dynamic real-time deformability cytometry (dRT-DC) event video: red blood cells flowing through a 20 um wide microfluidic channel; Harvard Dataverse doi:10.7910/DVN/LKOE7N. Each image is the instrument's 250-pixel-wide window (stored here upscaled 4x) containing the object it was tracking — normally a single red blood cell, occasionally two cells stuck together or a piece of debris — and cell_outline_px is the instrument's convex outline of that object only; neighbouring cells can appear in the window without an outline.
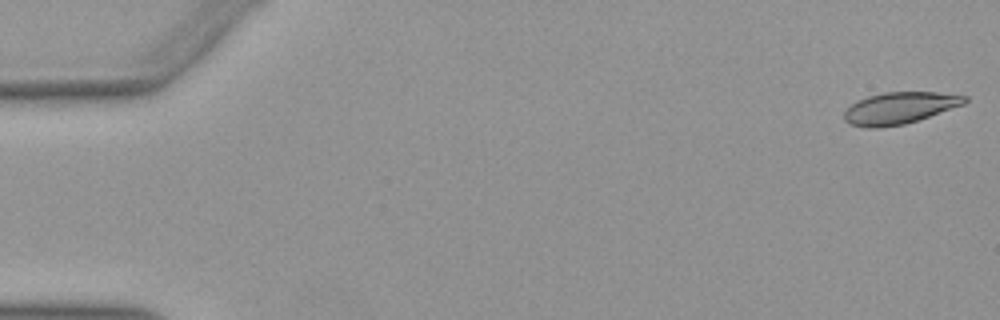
{"species": "Egyptian fruit bat (a non-hibernating species)", "species_latin": "Rousettus aegyptiacus", "temperature_condition": "warm", "stored_images_in_passage": 51, "camera_frame_rate_fps": 3000, "um_per_image_px": 0.085, "animal": {"sex": "female"}, "frame": {"image": 1, "passage_image": 1, "time_ms": 0.0, "image_size_px": [1000, 320], "cell_outline_px": [[968, 100], [964, 104], [904, 124], [880, 128], [868, 128], [852, 124], [844, 120], [844, 112], [856, 100], [868, 96], [884, 92], [936, 92], [968, 96]], "centroid_in_image_um": [76.44, 9.17], "position_along_channel_um": 8.6, "area_um2": 22.08}}
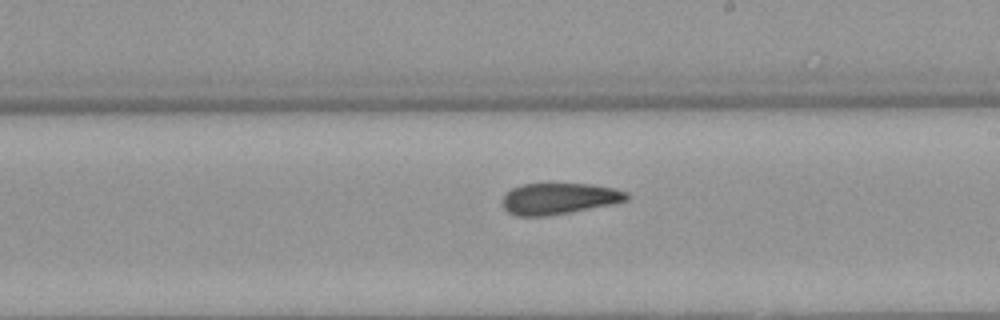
{"frame": {"image": 2, "passage_image": 30, "time_ms": 9.667, "image_size_px": [1000, 320], "cell_outline_px": [[628, 200], [612, 204], [572, 212], [548, 216], [516, 216], [508, 212], [500, 204], [504, 192], [520, 184], [592, 184], [612, 188], [628, 192]], "centroid_in_image_um": [47.46, 16.89], "position_along_channel_um": 241.5, "area_um2": 22.89}}
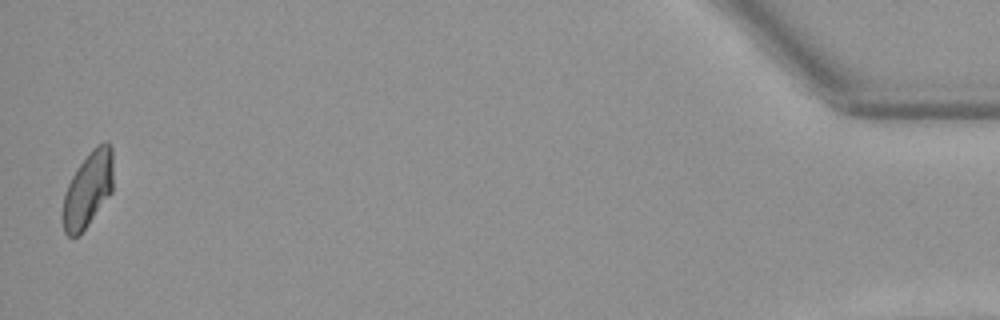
{"frame": {"image": 3, "passage_image": 51, "time_ms": 16.667, "image_size_px": [1000, 320], "cell_outline_px": [[112, 192], [88, 224], [76, 236], [68, 236], [64, 232], [60, 220], [64, 192], [76, 168], [92, 148], [96, 144], [104, 140], [108, 140], [112, 148]], "centroid_in_image_um": [7.44, 16.07], "position_along_channel_um": 427.8, "area_um2": 22.48}, "authors_computed_cell_mechanics": {"area_um2": 23.1778, "velocity_mm_per_s": 3.9681, "shape_relaxation_time_tau1_ms": null, "shape_relaxation_time_tau2_ms": 5.3368, "deformation_change_tau1": null, "deformation_change_tau2": 0.1056}}